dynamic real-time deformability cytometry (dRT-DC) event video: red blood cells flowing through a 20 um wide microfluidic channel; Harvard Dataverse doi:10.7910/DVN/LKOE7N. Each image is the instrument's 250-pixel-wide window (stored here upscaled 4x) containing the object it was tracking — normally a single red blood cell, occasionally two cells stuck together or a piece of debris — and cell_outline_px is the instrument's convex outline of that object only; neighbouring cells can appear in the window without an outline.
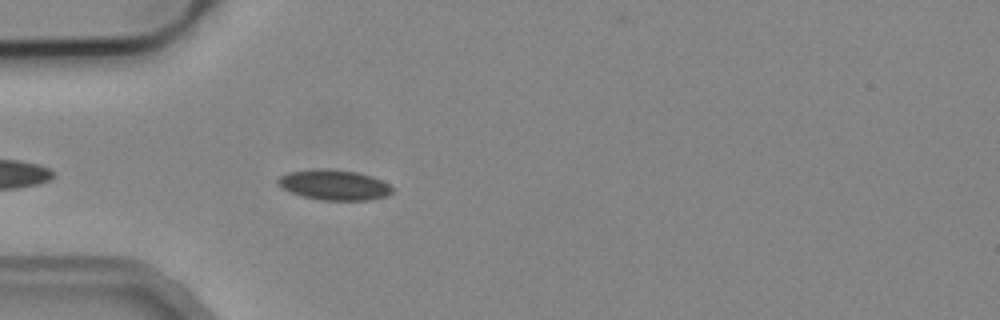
{"species": "common noctule bat (a hibernating species)", "species_latin": "Nyctalus noctula", "temperature_condition": "cold", "stored_images_in_passage": 4, "camera_frame_rate_fps": 3000, "um_per_image_px": 0.085, "animal": {"sex": "male", "body_mass_g": 19.2, "forearm_length_mm": 51.8}, "frame": {"image": 1, "passage_image": 4, "time_ms": 4.333, "image_size_px": [1000, 320], "cell_outline_px": [[392, 192], [388, 196], [372, 200], [320, 200], [304, 196], [280, 188], [276, 184], [276, 180], [280, 176], [288, 172], [324, 168], [356, 172], [372, 176], [388, 184], [392, 188]], "centroid_in_image_um": [28.39, 15.72], "position_along_channel_um": 56.6, "area_um2": 20.17}}